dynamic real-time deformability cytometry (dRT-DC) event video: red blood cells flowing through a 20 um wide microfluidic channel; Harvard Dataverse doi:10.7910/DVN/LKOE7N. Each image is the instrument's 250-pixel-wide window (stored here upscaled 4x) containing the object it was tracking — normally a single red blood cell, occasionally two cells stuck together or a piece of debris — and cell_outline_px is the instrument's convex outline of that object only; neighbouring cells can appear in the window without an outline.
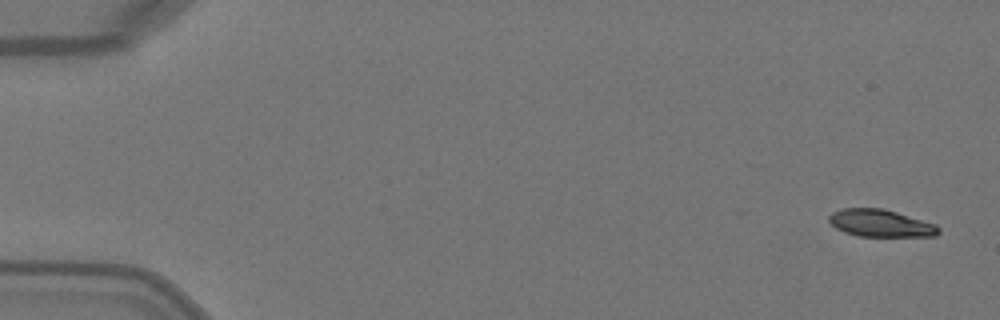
{"species": "Egyptian fruit bat (a non-hibernating species)", "species_latin": "Rousettus aegyptiacus", "temperature_condition": "warm", "stored_images_in_passage": 5, "camera_frame_rate_fps": 3000, "um_per_image_px": 0.085, "animal": {"sex": "female"}, "frame": {"image": 1, "passage_image": 1, "time_ms": 0.0, "image_size_px": [1000, 320], "cell_outline_px": [[940, 232], [936, 236], [856, 236], [844, 232], [836, 228], [828, 220], [828, 216], [832, 212], [844, 208], [884, 208], [936, 224], [940, 228]], "centroid_in_image_um": [74.85, 18.97], "position_along_channel_um": 10.1, "area_um2": 17.51}}
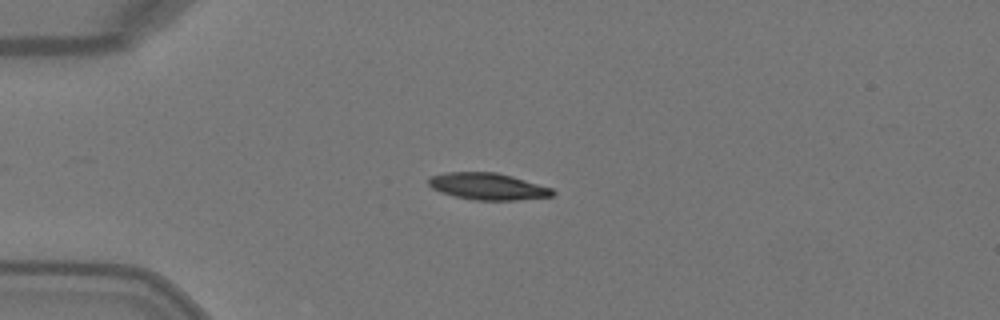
{"frame": {"image": 2, "passage_image": 4, "time_ms": 1.0, "image_size_px": [1000, 320], "cell_outline_px": [[556, 192], [552, 196], [516, 200], [476, 200], [456, 196], [440, 192], [432, 188], [428, 184], [428, 176], [444, 172], [496, 172], [512, 176], [552, 188]], "centroid_in_image_um": [41.43, 15.83], "position_along_channel_um": 43.6, "area_um2": 19.36}}